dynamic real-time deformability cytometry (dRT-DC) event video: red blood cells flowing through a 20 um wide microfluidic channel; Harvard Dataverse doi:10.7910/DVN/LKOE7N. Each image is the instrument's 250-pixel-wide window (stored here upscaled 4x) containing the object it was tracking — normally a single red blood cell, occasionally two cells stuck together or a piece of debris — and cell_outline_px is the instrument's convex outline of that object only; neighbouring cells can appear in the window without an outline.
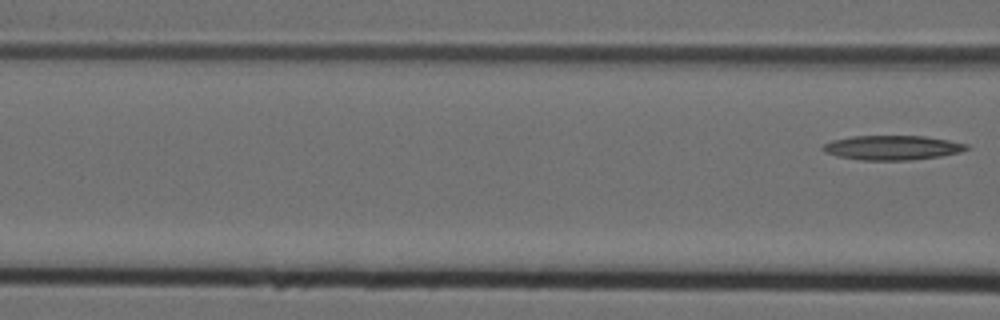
{"species": "Egyptian fruit bat (a non-hibernating species)", "species_latin": "Rousettus aegyptiacus", "temperature_condition": "cold", "stored_images_in_passage": 8, "segment_of_instrument_passage": [2, 2], "camera_frame_rate_fps": 3000, "um_per_image_px": 0.085, "animal": {"sex": "female"}, "frame": {"image": 1, "passage_image": 8, "time_ms": 2.333, "image_size_px": [1000, 320], "cell_outline_px": [[972, 148], [960, 152], [940, 156], [908, 160], [860, 160], [836, 156], [824, 152], [820, 148], [824, 144], [832, 140], [852, 136], [924, 136], [948, 140], [968, 144]], "centroid_in_image_um": [75.83, 12.55], "position_along_channel_um": 90.8, "area_um2": 20.58}}